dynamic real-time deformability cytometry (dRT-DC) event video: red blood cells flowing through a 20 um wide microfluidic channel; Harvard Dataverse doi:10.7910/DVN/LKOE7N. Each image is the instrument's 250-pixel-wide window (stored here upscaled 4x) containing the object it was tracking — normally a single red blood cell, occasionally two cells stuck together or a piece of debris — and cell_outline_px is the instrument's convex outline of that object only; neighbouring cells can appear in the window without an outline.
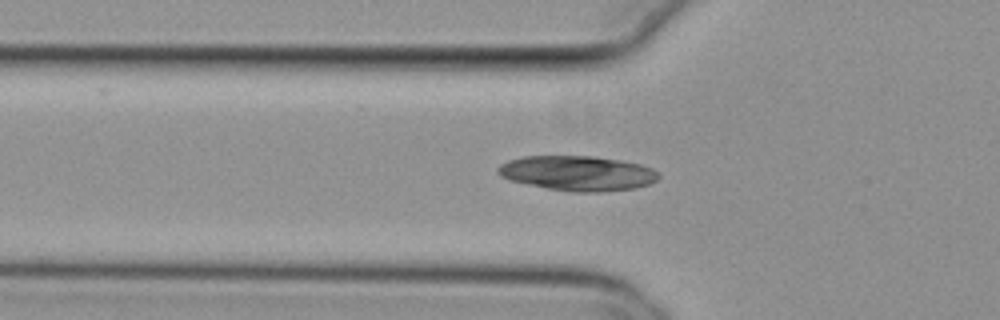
{"species": "common noctule bat (a hibernating species)", "species_latin": "Nyctalus noctula", "temperature_condition": "cold", "stored_images_in_passage": 42, "camera_frame_rate_fps": 3000, "um_per_image_px": 0.085, "animal": {"sex": "female", "body_mass_g": 29.2, "forearm_length_mm": 56.3}, "frame": {"image": 1, "passage_image": 8, "time_ms": 2.333, "image_size_px": [1000, 320], "cell_outline_px": [[660, 176], [656, 180], [648, 184], [636, 188], [600, 192], [572, 192], [548, 188], [508, 180], [500, 176], [496, 172], [496, 168], [500, 164], [508, 160], [524, 156], [592, 156], [620, 160], [640, 164], [652, 168]], "centroid_in_image_um": [49.06, 14.72], "position_along_channel_um": 76.7, "area_um2": 32.71}}
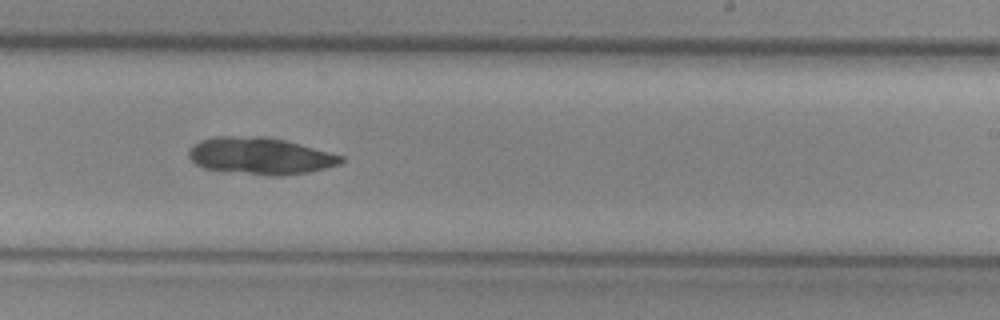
{"frame": {"image": 2, "passage_image": 23, "time_ms": 7.333, "image_size_px": [1000, 320], "cell_outline_px": [[344, 160], [340, 164], [308, 172], [284, 176], [272, 176], [204, 168], [196, 164], [188, 156], [188, 148], [192, 144], [200, 140], [216, 136], [264, 136], [284, 140], [344, 156]], "centroid_in_image_um": [22.1, 13.24], "position_along_channel_um": 266.9, "area_um2": 32.66}}
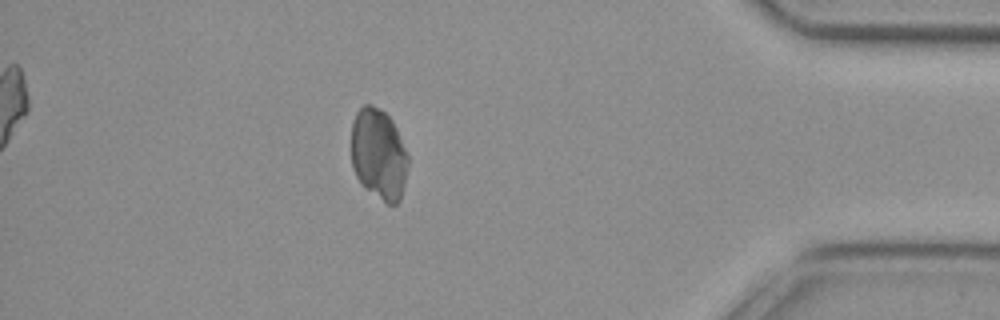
{"frame": {"image": 3, "passage_image": 37, "time_ms": 12.0, "image_size_px": [1000, 320], "cell_outline_px": [[408, 164], [404, 184], [400, 200], [396, 204], [388, 204], [364, 188], [360, 184], [352, 168], [352, 124], [356, 112], [364, 104], [372, 104], [380, 108], [392, 120], [396, 128], [408, 156]], "centroid_in_image_um": [32.17, 13.11], "position_along_channel_um": 403.0, "area_um2": 30.17}}